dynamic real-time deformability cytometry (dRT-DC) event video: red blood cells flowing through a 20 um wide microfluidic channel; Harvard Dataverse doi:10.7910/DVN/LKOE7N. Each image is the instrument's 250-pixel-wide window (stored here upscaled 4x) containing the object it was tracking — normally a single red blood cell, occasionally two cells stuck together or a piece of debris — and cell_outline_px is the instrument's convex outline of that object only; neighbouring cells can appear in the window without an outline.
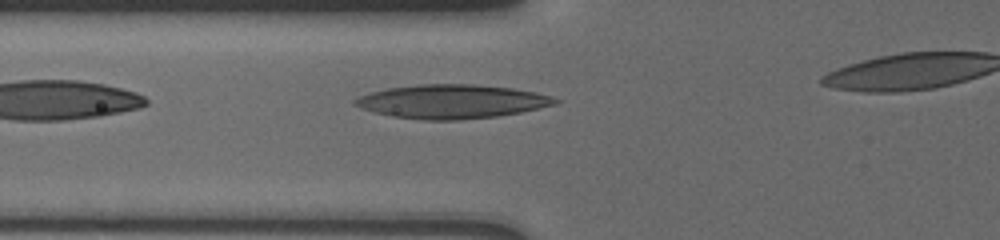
{"species": "human", "species_latin": "Homo sapiens", "temperature_condition": "cold", "stored_images_in_passage": 7, "camera_frame_rate_fps": 3000, "um_per_image_px": 0.085, "donor": {"sex": "male"}, "frame": {"image": 1, "passage_image": 4, "time_ms": 2.667, "image_size_px": [1000, 240], "cell_outline_px": [[560, 100], [556, 104], [520, 112], [500, 116], [456, 120], [428, 120], [392, 116], [360, 108], [352, 104], [352, 100], [356, 96], [368, 92], [388, 88], [420, 84], [472, 84], [512, 88], [536, 92]], "centroid_in_image_um": [38.34, 8.62], "position_along_channel_um": 87.5, "area_um2": 39.48}}
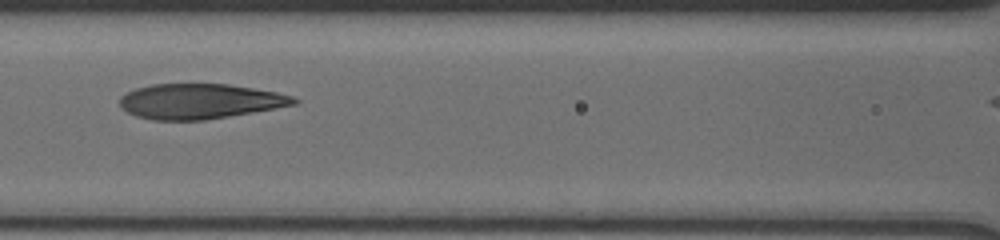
{"frame": {"image": 2, "passage_image": 6, "time_ms": 4.333, "image_size_px": [1000, 240], "cell_outline_px": [[300, 100], [296, 104], [252, 112], [204, 120], [152, 120], [136, 116], [120, 108], [120, 96], [136, 88], [152, 84], [228, 84], [276, 92], [292, 96]], "centroid_in_image_um": [16.95, 8.61], "position_along_channel_um": 149.6, "area_um2": 35.43}}